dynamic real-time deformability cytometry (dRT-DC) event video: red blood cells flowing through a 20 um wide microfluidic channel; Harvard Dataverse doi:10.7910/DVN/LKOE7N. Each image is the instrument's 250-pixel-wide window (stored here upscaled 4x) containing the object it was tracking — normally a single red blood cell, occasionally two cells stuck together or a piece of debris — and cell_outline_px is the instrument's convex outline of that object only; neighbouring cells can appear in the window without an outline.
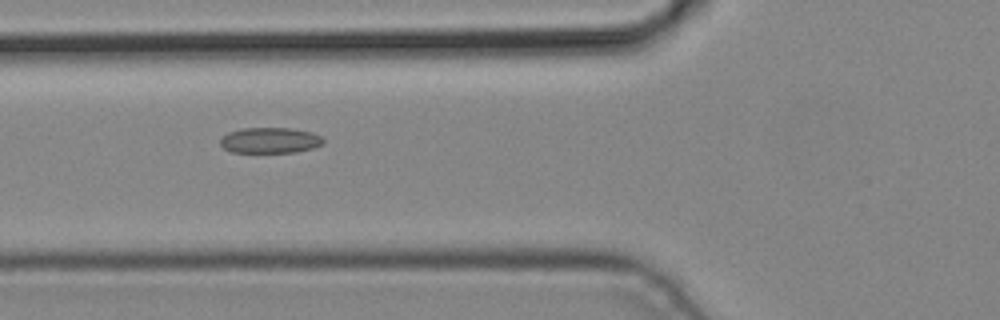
{"species": "common noctule bat (a hibernating species)", "species_latin": "Nyctalus noctula", "temperature_condition": "cold", "stored_images_in_passage": 4, "camera_frame_rate_fps": 3000, "um_per_image_px": 0.085, "animal": {"sex": "male", "body_mass_g": 19.2, "forearm_length_mm": 51.8}, "frame": {"image": 1, "passage_image": 3, "time_ms": 0.667, "image_size_px": [1000, 320], "cell_outline_px": [[324, 144], [312, 148], [296, 152], [232, 152], [224, 148], [220, 144], [220, 140], [228, 132], [240, 128], [292, 128], [312, 132], [320, 136], [324, 140]], "centroid_in_image_um": [22.96, 11.92], "position_along_channel_um": 102.8, "area_um2": 15.43}}
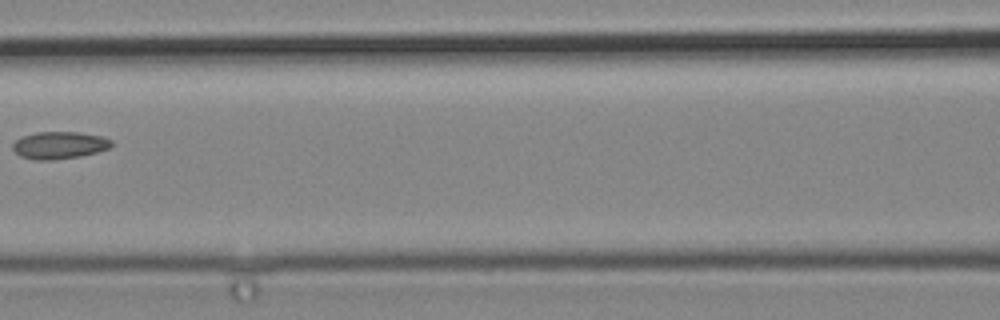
{"frame": {"image": 2, "passage_image": 4, "time_ms": 1.0, "image_size_px": [1000, 320], "cell_outline_px": [[112, 144], [108, 148], [96, 152], [80, 156], [52, 160], [32, 160], [20, 156], [12, 148], [12, 144], [20, 136], [36, 132], [80, 132], [104, 136], [112, 140]], "centroid_in_image_um": [5.02, 12.33], "position_along_channel_um": 161.6, "area_um2": 15.84}}